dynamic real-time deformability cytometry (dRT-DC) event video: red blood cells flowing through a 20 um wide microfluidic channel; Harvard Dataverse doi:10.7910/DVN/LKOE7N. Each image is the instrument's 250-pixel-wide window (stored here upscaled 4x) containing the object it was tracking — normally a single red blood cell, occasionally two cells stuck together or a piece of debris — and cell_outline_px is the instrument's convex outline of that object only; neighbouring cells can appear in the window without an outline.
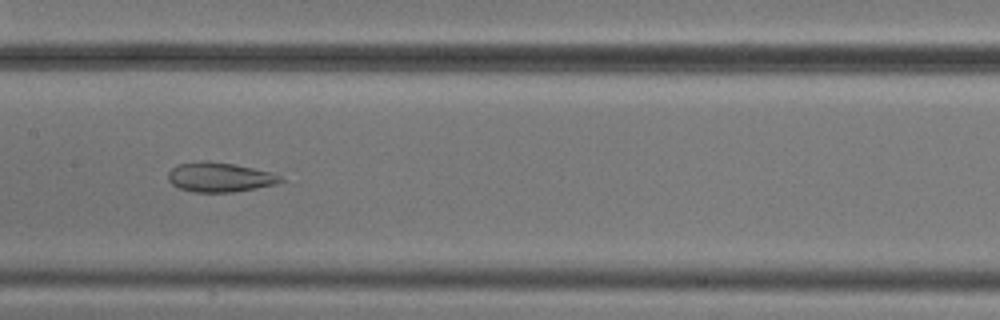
{"species": "common noctule bat (a hibernating species)", "species_latin": "Nyctalus noctula", "temperature_condition": "cold", "stored_images_in_passage": 13, "camera_frame_rate_fps": 3000, "um_per_image_px": 0.085, "animal": {"sex": "male", "body_mass_g": 20.5, "forearm_length_mm": 52.5}, "frame": {"image": 1, "passage_image": 6, "time_ms": 6.667, "image_size_px": [1000, 320], "cell_outline_px": [[284, 180], [276, 184], [256, 188], [232, 192], [192, 192], [180, 188], [172, 184], [168, 180], [168, 172], [176, 164], [200, 160], [208, 160], [232, 164], [272, 172], [280, 176]], "centroid_in_image_um": [18.64, 15.05], "position_along_channel_um": 188.8, "area_um2": 19.42}}
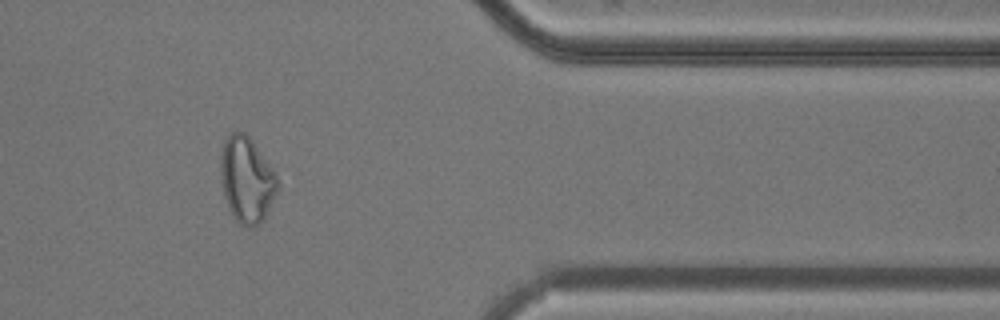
{"frame": {"image": 2, "passage_image": 11, "time_ms": 12.667, "image_size_px": [1000, 320], "cell_outline_px": [[280, 188], [264, 220], [260, 224], [252, 228], [248, 228], [240, 224], [236, 220], [224, 196], [220, 180], [220, 156], [224, 140], [228, 132], [244, 132], [252, 140], [276, 172], [280, 184]], "centroid_in_image_um": [20.99, 15.28], "position_along_channel_um": 390.4, "area_um2": 29.07}}
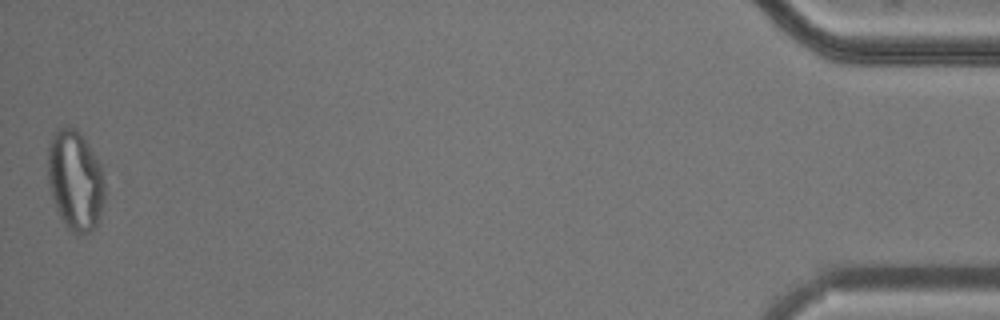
{"frame": {"image": 3, "passage_image": 13, "time_ms": 15.667, "image_size_px": [1000, 320], "cell_outline_px": [[104, 200], [100, 216], [96, 228], [80, 236], [76, 236], [68, 228], [60, 216], [56, 208], [52, 196], [48, 180], [48, 144], [56, 128], [64, 124], [68, 124], [76, 128], [100, 164], [104, 184]], "centroid_in_image_um": [6.38, 15.33], "position_along_channel_um": 428.8, "area_um2": 33.35}, "authors_computed_cell_mechanics": {"area_um2": 26.1834, "velocity_mm_per_s": 3.7061, "shape_relaxation_time_tau1_ms": null, "shape_relaxation_time_tau2_ms": 2.0006, "deformation_change_tau1": null, "deformation_change_tau2": 0.0821}}